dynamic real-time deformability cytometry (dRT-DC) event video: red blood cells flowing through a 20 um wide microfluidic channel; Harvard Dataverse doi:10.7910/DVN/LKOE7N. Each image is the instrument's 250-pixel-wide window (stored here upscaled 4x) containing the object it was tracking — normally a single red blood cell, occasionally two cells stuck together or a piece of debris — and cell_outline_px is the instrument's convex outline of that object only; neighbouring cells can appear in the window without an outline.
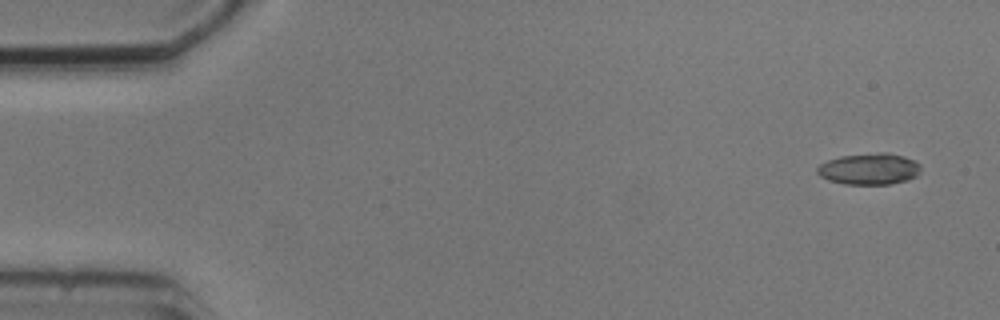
{"species": "common noctule bat (a hibernating species)", "species_latin": "Nyctalus noctula", "temperature_condition": "cold", "stored_images_in_passage": 4, "camera_frame_rate_fps": 3000, "um_per_image_px": 0.085, "animal": {"sex": "male", "body_mass_g": 20.5, "forearm_length_mm": 52.5}, "frame": {"image": 1, "passage_image": 1, "time_ms": 0.0, "image_size_px": [1000, 320], "cell_outline_px": [[920, 172], [916, 176], [908, 180], [892, 184], [844, 184], [828, 180], [820, 176], [816, 172], [816, 168], [820, 164], [828, 160], [840, 156], [880, 152], [888, 152], [904, 156], [920, 164]], "centroid_in_image_um": [73.88, 14.36], "position_along_channel_um": 11.1, "area_um2": 19.07}}
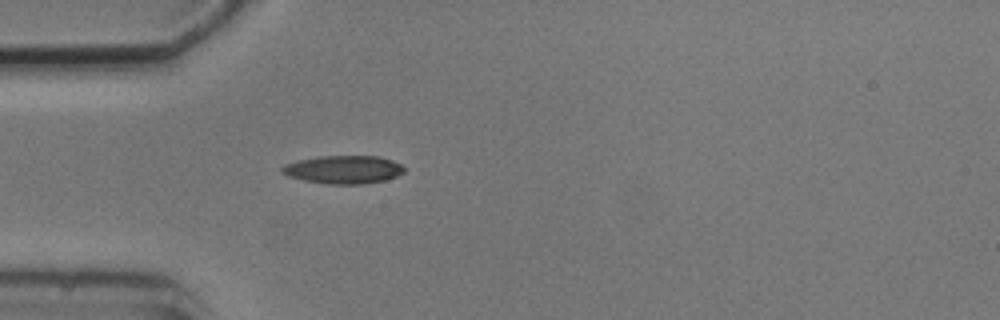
{"frame": {"image": 2, "passage_image": 4, "time_ms": 4.333, "image_size_px": [1000, 320], "cell_outline_px": [[404, 172], [396, 176], [384, 180], [360, 184], [328, 184], [304, 180], [288, 176], [280, 172], [280, 168], [284, 164], [300, 160], [320, 156], [380, 156], [392, 160], [400, 164], [404, 168]], "centroid_in_image_um": [29.17, 14.41], "position_along_channel_um": 55.8, "area_um2": 19.94}}